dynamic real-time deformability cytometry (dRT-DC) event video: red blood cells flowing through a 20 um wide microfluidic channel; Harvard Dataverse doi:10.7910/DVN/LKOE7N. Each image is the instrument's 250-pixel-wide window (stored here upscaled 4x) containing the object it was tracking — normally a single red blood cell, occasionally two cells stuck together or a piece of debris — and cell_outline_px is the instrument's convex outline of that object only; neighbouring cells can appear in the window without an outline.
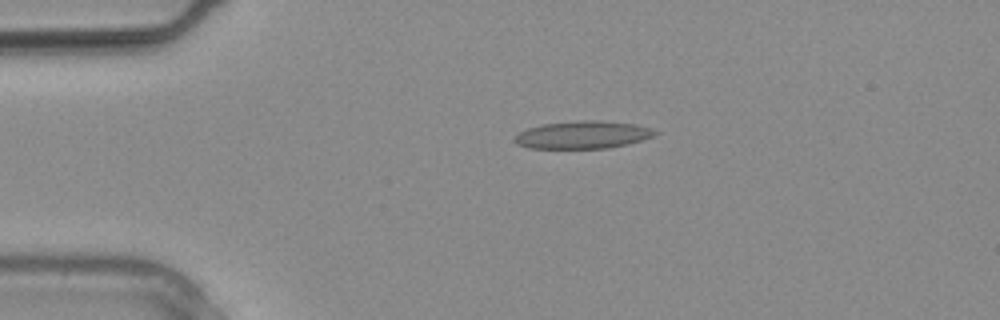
{"species": "common noctule bat (a hibernating species)", "species_latin": "Nyctalus noctula", "temperature_condition": "warm", "stored_images_in_passage": 23, "camera_frame_rate_fps": 3000, "um_per_image_px": 0.085, "animal": {"sex": "male", "body_mass_g": 20.4}, "frame": {"image": 1, "passage_image": 1, "time_ms": 0.0, "image_size_px": [1000, 320], "cell_outline_px": [[660, 132], [652, 136], [628, 144], [608, 148], [528, 148], [516, 144], [512, 140], [520, 132], [528, 128], [540, 124], [580, 120], [600, 120], [636, 124], [652, 128]], "centroid_in_image_um": [49.53, 11.45], "position_along_channel_um": 35.5, "area_um2": 22.72}}
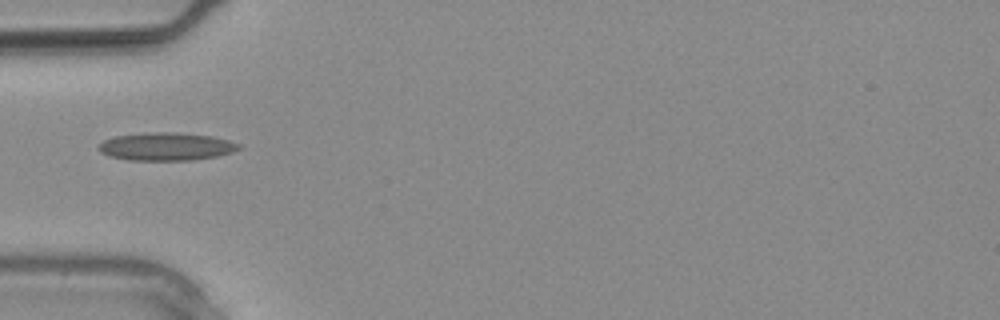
{"frame": {"image": 2, "passage_image": 4, "time_ms": 1.0, "image_size_px": [1000, 320], "cell_outline_px": [[244, 148], [232, 152], [216, 156], [192, 160], [128, 160], [108, 156], [100, 152], [96, 148], [104, 140], [112, 136], [156, 132], [176, 132], [212, 136], [228, 140], [240, 144]], "centroid_in_image_um": [14.12, 12.46], "position_along_channel_um": 70.9, "area_um2": 22.95}}